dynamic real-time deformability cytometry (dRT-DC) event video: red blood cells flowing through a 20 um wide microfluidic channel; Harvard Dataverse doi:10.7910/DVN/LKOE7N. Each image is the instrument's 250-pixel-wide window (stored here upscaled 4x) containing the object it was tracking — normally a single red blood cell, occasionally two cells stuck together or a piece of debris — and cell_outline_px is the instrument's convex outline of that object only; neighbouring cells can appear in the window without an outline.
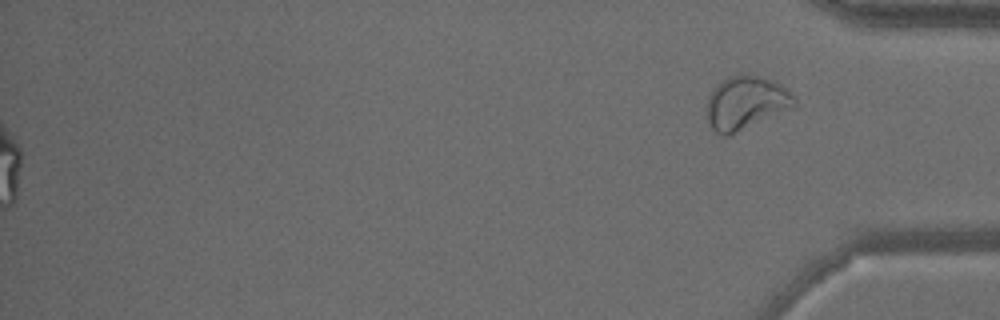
{"species": "common noctule bat (a hibernating species)", "species_latin": "Nyctalus noctula", "temperature_condition": "warm", "stored_images_in_passage": 44, "segment_of_instrument_passage": [2, 2], "camera_frame_rate_fps": 3000, "um_per_image_px": 0.085, "animal": {"sex": "male", "body_mass_g": 15.6}, "frame": {"image": 1, "passage_image": 44, "time_ms": 14.333, "image_size_px": [1000, 320], "cell_outline_px": [[796, 104], [792, 108], [728, 136], [724, 136], [716, 132], [708, 124], [708, 96], [712, 88], [716, 84], [728, 76], [756, 76], [780, 84], [788, 88], [796, 100]], "centroid_in_image_um": [63.39, 8.76], "position_along_channel_um": 371.8, "area_um2": 26.82}}